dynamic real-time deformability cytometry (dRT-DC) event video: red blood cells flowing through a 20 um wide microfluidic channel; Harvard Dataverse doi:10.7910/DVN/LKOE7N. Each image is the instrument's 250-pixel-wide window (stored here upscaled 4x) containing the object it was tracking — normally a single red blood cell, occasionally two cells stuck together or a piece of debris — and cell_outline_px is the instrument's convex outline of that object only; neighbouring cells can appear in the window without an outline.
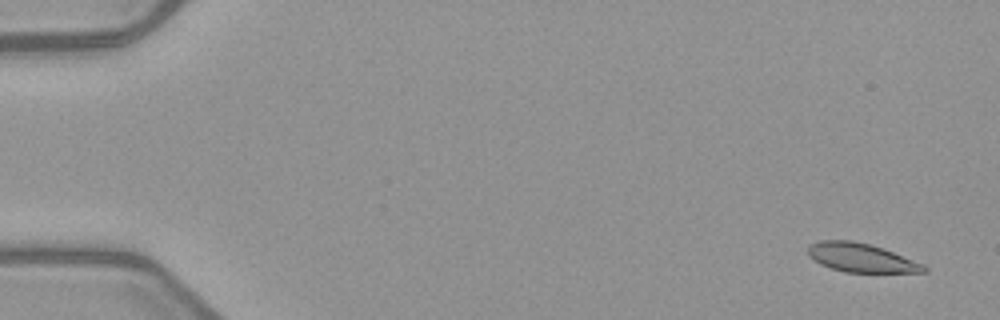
{"species": "common noctule bat (a hibernating species)", "species_latin": "Nyctalus noctula", "temperature_condition": "warm", "stored_images_in_passage": 5, "camera_frame_rate_fps": 3000, "um_per_image_px": 0.085, "animal": {"sex": "female", "body_mass_g": 21.9}, "frame": {"image": 1, "passage_image": 1, "time_ms": 0.0, "image_size_px": [1000, 320], "cell_outline_px": [[928, 272], [844, 272], [820, 264], [808, 256], [808, 244], [820, 240], [852, 240], [872, 244], [884, 248], [924, 264], [928, 268]], "centroid_in_image_um": [73.19, 21.89], "position_along_channel_um": 11.8, "area_um2": 19.65}}
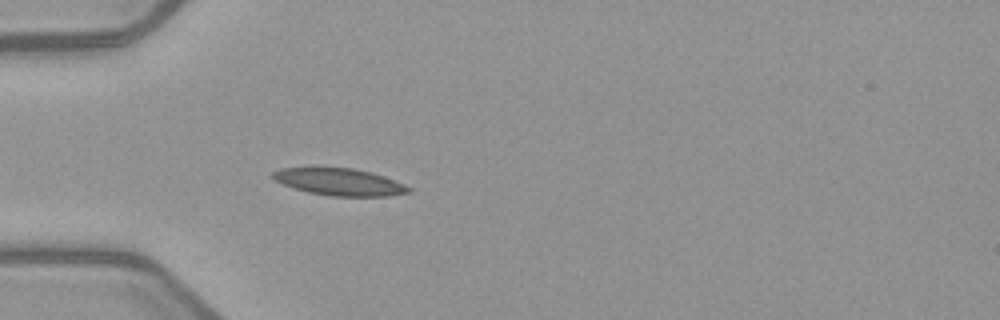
{"frame": {"image": 2, "passage_image": 5, "time_ms": 4.667, "image_size_px": [1000, 320], "cell_outline_px": [[412, 192], [388, 196], [332, 196], [308, 192], [292, 188], [268, 176], [272, 172], [280, 168], [312, 164], [352, 168], [372, 172], [384, 176], [404, 184], [412, 188]], "centroid_in_image_um": [28.76, 15.41], "position_along_channel_um": 56.2, "area_um2": 22.48}}